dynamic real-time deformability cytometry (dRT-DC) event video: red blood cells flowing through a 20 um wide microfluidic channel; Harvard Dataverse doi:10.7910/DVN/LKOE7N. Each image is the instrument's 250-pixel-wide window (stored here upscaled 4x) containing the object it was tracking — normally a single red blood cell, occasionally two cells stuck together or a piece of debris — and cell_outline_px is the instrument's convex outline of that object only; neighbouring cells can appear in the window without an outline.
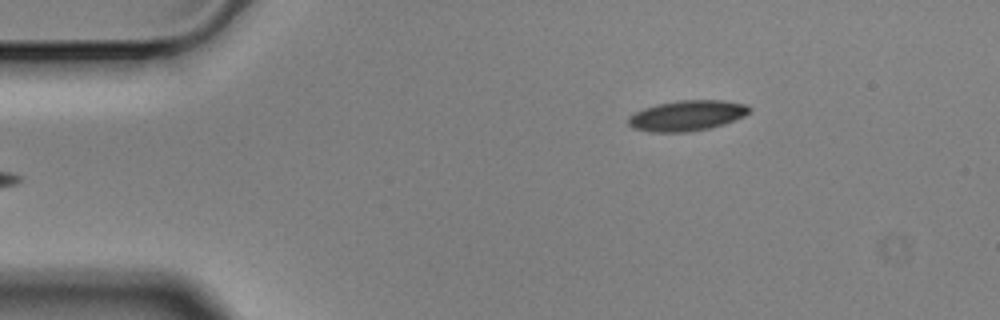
{"species": "Egyptian fruit bat (a non-hibernating species)", "species_latin": "Rousettus aegyptiacus", "temperature_condition": "cold", "stored_images_in_passage": 4, "camera_frame_rate_fps": 3000, "um_per_image_px": 0.085, "animal": {"sex": "male"}, "frame": {"image": 1, "passage_image": 4, "time_ms": 1.0, "image_size_px": [1000, 320], "cell_outline_px": [[752, 108], [744, 116], [724, 124], [708, 128], [688, 132], [652, 132], [632, 128], [628, 124], [628, 116], [644, 108], [656, 104], [680, 100], [720, 100], [744, 104]], "centroid_in_image_um": [58.36, 9.83], "position_along_channel_um": 26.6, "area_um2": 21.39}}